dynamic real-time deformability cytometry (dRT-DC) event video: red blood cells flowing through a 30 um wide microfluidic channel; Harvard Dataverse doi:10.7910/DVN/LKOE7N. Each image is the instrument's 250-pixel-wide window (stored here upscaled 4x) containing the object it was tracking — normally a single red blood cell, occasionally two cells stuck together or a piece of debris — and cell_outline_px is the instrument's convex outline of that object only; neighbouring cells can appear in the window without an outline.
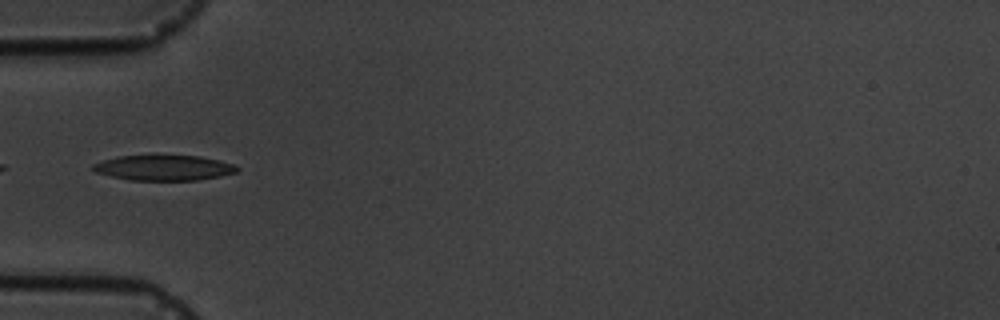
{"species": "common noctule bat (a hibernating species)", "species_latin": "Nyctalus noctula", "temperature_condition": "cold", "stored_images_in_passage": 2, "camera_frame_rate_fps": 3000, "um_per_image_px": 0.085, "animal": {"sex": "male", "body_mass_g": 19.5, "forearm_length_mm": 54.6}, "frame": {"image": 1, "passage_image": 2, "time_ms": 1.0, "image_size_px": [1000, 320], "cell_outline_px": [[240, 168], [236, 172], [220, 176], [200, 180], [128, 180], [96, 172], [88, 168], [92, 164], [104, 160], [120, 156], [156, 152], [200, 156], [220, 160], [236, 164]], "centroid_in_image_um": [13.92, 14.21], "position_along_channel_um": 71.1, "area_um2": 22.43}}